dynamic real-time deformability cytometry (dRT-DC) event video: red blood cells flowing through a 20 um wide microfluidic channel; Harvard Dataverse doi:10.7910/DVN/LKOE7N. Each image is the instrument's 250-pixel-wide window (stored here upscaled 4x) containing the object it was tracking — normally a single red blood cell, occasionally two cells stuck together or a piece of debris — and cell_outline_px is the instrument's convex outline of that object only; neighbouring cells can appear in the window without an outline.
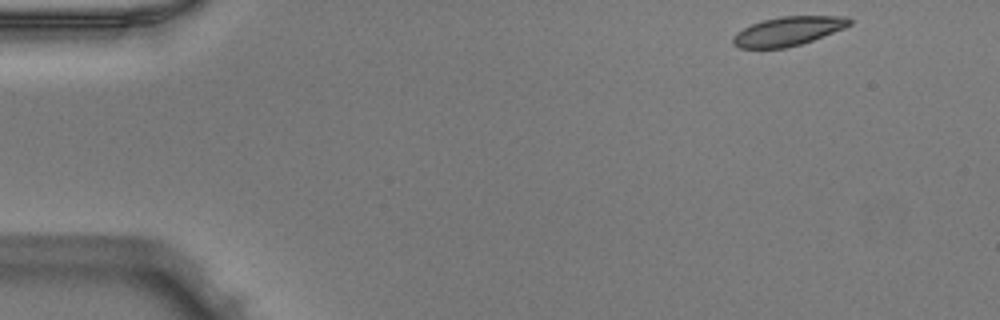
{"species": "Egyptian fruit bat (a non-hibernating species)", "species_latin": "Rousettus aegyptiacus", "temperature_condition": "warm", "stored_images_in_passage": 8, "camera_frame_rate_fps": 3000, "um_per_image_px": 0.085, "animal": {"sex": "male"}, "frame": {"image": 1, "passage_image": 1, "time_ms": 0.0, "image_size_px": [1000, 320], "cell_outline_px": [[856, 20], [852, 24], [844, 28], [812, 40], [800, 44], [784, 48], [740, 48], [732, 44], [732, 36], [736, 32], [752, 24], [764, 20], [780, 16], [848, 16]], "centroid_in_image_um": [67.01, 2.64], "position_along_channel_um": 18.0, "area_um2": 19.77}}